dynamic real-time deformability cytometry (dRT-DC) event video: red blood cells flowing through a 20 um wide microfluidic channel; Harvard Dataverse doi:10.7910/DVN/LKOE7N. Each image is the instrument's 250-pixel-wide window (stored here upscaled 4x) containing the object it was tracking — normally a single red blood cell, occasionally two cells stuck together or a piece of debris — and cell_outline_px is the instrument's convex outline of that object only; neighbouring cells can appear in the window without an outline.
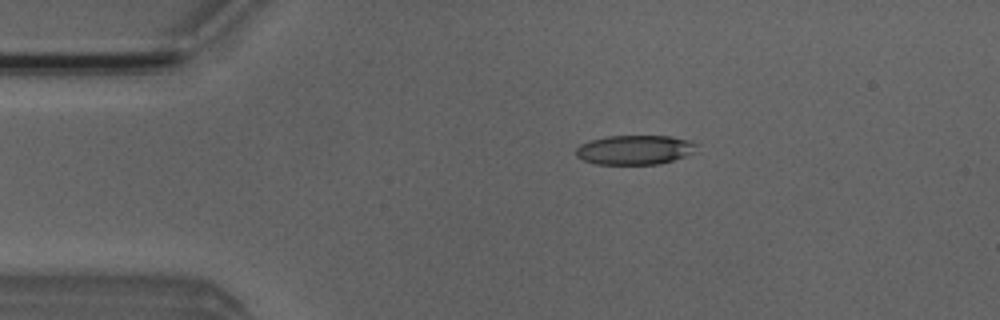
{"species": "Egyptian fruit bat (a non-hibernating species)", "species_latin": "Rousettus aegyptiacus", "temperature_condition": "room temperature", "stored_images_in_passage": 3, "camera_frame_rate_fps": 3000, "um_per_image_px": 0.085, "animal": {"sex": "male"}, "frame": {"image": 1, "passage_image": 2, "time_ms": 2.0, "image_size_px": [1000, 320], "cell_outline_px": [[696, 144], [692, 152], [684, 156], [660, 164], [596, 164], [584, 160], [576, 156], [576, 148], [580, 144], [592, 140], [608, 136], [668, 136], [688, 140]], "centroid_in_image_um": [53.9, 12.74], "position_along_channel_um": 31.1, "area_um2": 20.35}}